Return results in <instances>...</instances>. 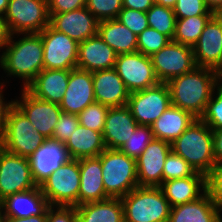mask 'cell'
I'll list each match as a JSON object with an SVG mask.
<instances>
[{
    "instance_id": "cell-1",
    "label": "cell",
    "mask_w": 222,
    "mask_h": 222,
    "mask_svg": "<svg viewBox=\"0 0 222 222\" xmlns=\"http://www.w3.org/2000/svg\"><path fill=\"white\" fill-rule=\"evenodd\" d=\"M43 56L40 33L12 34L0 55V68L7 73L6 77L13 76L23 81L21 86L25 89L44 69Z\"/></svg>"
},
{
    "instance_id": "cell-2",
    "label": "cell",
    "mask_w": 222,
    "mask_h": 222,
    "mask_svg": "<svg viewBox=\"0 0 222 222\" xmlns=\"http://www.w3.org/2000/svg\"><path fill=\"white\" fill-rule=\"evenodd\" d=\"M221 80L222 77L214 69L196 66L192 71L166 83L170 92L171 105L200 118L213 90Z\"/></svg>"
},
{
    "instance_id": "cell-3",
    "label": "cell",
    "mask_w": 222,
    "mask_h": 222,
    "mask_svg": "<svg viewBox=\"0 0 222 222\" xmlns=\"http://www.w3.org/2000/svg\"><path fill=\"white\" fill-rule=\"evenodd\" d=\"M171 150L205 176L217 165L212 129L199 118L171 143Z\"/></svg>"
},
{
    "instance_id": "cell-4",
    "label": "cell",
    "mask_w": 222,
    "mask_h": 222,
    "mask_svg": "<svg viewBox=\"0 0 222 222\" xmlns=\"http://www.w3.org/2000/svg\"><path fill=\"white\" fill-rule=\"evenodd\" d=\"M121 201L125 222H168L171 206L160 187L137 186Z\"/></svg>"
},
{
    "instance_id": "cell-5",
    "label": "cell",
    "mask_w": 222,
    "mask_h": 222,
    "mask_svg": "<svg viewBox=\"0 0 222 222\" xmlns=\"http://www.w3.org/2000/svg\"><path fill=\"white\" fill-rule=\"evenodd\" d=\"M102 180L109 198H122L138 185L136 159L119 149L106 148L99 156Z\"/></svg>"
},
{
    "instance_id": "cell-6",
    "label": "cell",
    "mask_w": 222,
    "mask_h": 222,
    "mask_svg": "<svg viewBox=\"0 0 222 222\" xmlns=\"http://www.w3.org/2000/svg\"><path fill=\"white\" fill-rule=\"evenodd\" d=\"M45 141L46 138L13 105L7 115L0 146L13 154L29 158Z\"/></svg>"
},
{
    "instance_id": "cell-7",
    "label": "cell",
    "mask_w": 222,
    "mask_h": 222,
    "mask_svg": "<svg viewBox=\"0 0 222 222\" xmlns=\"http://www.w3.org/2000/svg\"><path fill=\"white\" fill-rule=\"evenodd\" d=\"M39 186L50 205L78 206L79 160L69 159Z\"/></svg>"
},
{
    "instance_id": "cell-8",
    "label": "cell",
    "mask_w": 222,
    "mask_h": 222,
    "mask_svg": "<svg viewBox=\"0 0 222 222\" xmlns=\"http://www.w3.org/2000/svg\"><path fill=\"white\" fill-rule=\"evenodd\" d=\"M4 19L11 35L40 33L49 25L47 0H9Z\"/></svg>"
},
{
    "instance_id": "cell-9",
    "label": "cell",
    "mask_w": 222,
    "mask_h": 222,
    "mask_svg": "<svg viewBox=\"0 0 222 222\" xmlns=\"http://www.w3.org/2000/svg\"><path fill=\"white\" fill-rule=\"evenodd\" d=\"M37 187L30 160L0 146V201L5 197Z\"/></svg>"
},
{
    "instance_id": "cell-10",
    "label": "cell",
    "mask_w": 222,
    "mask_h": 222,
    "mask_svg": "<svg viewBox=\"0 0 222 222\" xmlns=\"http://www.w3.org/2000/svg\"><path fill=\"white\" fill-rule=\"evenodd\" d=\"M114 69L129 93L142 91L160 83L155 75L151 57L138 51L117 55Z\"/></svg>"
},
{
    "instance_id": "cell-11",
    "label": "cell",
    "mask_w": 222,
    "mask_h": 222,
    "mask_svg": "<svg viewBox=\"0 0 222 222\" xmlns=\"http://www.w3.org/2000/svg\"><path fill=\"white\" fill-rule=\"evenodd\" d=\"M155 75L160 83L192 71L196 67L193 48L174 41L151 56Z\"/></svg>"
},
{
    "instance_id": "cell-12",
    "label": "cell",
    "mask_w": 222,
    "mask_h": 222,
    "mask_svg": "<svg viewBox=\"0 0 222 222\" xmlns=\"http://www.w3.org/2000/svg\"><path fill=\"white\" fill-rule=\"evenodd\" d=\"M44 69L72 70L77 68L79 43L48 25L40 32Z\"/></svg>"
},
{
    "instance_id": "cell-13",
    "label": "cell",
    "mask_w": 222,
    "mask_h": 222,
    "mask_svg": "<svg viewBox=\"0 0 222 222\" xmlns=\"http://www.w3.org/2000/svg\"><path fill=\"white\" fill-rule=\"evenodd\" d=\"M171 105L166 83L129 94L127 106L138 125L151 126Z\"/></svg>"
},
{
    "instance_id": "cell-14",
    "label": "cell",
    "mask_w": 222,
    "mask_h": 222,
    "mask_svg": "<svg viewBox=\"0 0 222 222\" xmlns=\"http://www.w3.org/2000/svg\"><path fill=\"white\" fill-rule=\"evenodd\" d=\"M14 99V105L29 119L34 128L46 139H51L62 112L59 104L34 97L26 89Z\"/></svg>"
},
{
    "instance_id": "cell-15",
    "label": "cell",
    "mask_w": 222,
    "mask_h": 222,
    "mask_svg": "<svg viewBox=\"0 0 222 222\" xmlns=\"http://www.w3.org/2000/svg\"><path fill=\"white\" fill-rule=\"evenodd\" d=\"M171 151V143L154 138L136 159L139 186L159 187L163 183V167Z\"/></svg>"
},
{
    "instance_id": "cell-16",
    "label": "cell",
    "mask_w": 222,
    "mask_h": 222,
    "mask_svg": "<svg viewBox=\"0 0 222 222\" xmlns=\"http://www.w3.org/2000/svg\"><path fill=\"white\" fill-rule=\"evenodd\" d=\"M192 48L196 66L214 69L222 77V26L214 16Z\"/></svg>"
},
{
    "instance_id": "cell-17",
    "label": "cell",
    "mask_w": 222,
    "mask_h": 222,
    "mask_svg": "<svg viewBox=\"0 0 222 222\" xmlns=\"http://www.w3.org/2000/svg\"><path fill=\"white\" fill-rule=\"evenodd\" d=\"M49 25L78 43L98 34L97 18L82 7L70 12L49 14Z\"/></svg>"
},
{
    "instance_id": "cell-18",
    "label": "cell",
    "mask_w": 222,
    "mask_h": 222,
    "mask_svg": "<svg viewBox=\"0 0 222 222\" xmlns=\"http://www.w3.org/2000/svg\"><path fill=\"white\" fill-rule=\"evenodd\" d=\"M94 102L92 72L79 68L70 70L68 86L59 104L62 112L78 115Z\"/></svg>"
},
{
    "instance_id": "cell-19",
    "label": "cell",
    "mask_w": 222,
    "mask_h": 222,
    "mask_svg": "<svg viewBox=\"0 0 222 222\" xmlns=\"http://www.w3.org/2000/svg\"><path fill=\"white\" fill-rule=\"evenodd\" d=\"M70 158L65 144L57 140L46 141L29 157L32 177L39 186Z\"/></svg>"
},
{
    "instance_id": "cell-20",
    "label": "cell",
    "mask_w": 222,
    "mask_h": 222,
    "mask_svg": "<svg viewBox=\"0 0 222 222\" xmlns=\"http://www.w3.org/2000/svg\"><path fill=\"white\" fill-rule=\"evenodd\" d=\"M49 206L40 186L11 194L0 201L1 215L15 218L47 215Z\"/></svg>"
},
{
    "instance_id": "cell-21",
    "label": "cell",
    "mask_w": 222,
    "mask_h": 222,
    "mask_svg": "<svg viewBox=\"0 0 222 222\" xmlns=\"http://www.w3.org/2000/svg\"><path fill=\"white\" fill-rule=\"evenodd\" d=\"M96 102L108 107H121L128 103L129 91L114 68L92 72Z\"/></svg>"
},
{
    "instance_id": "cell-22",
    "label": "cell",
    "mask_w": 222,
    "mask_h": 222,
    "mask_svg": "<svg viewBox=\"0 0 222 222\" xmlns=\"http://www.w3.org/2000/svg\"><path fill=\"white\" fill-rule=\"evenodd\" d=\"M138 123L127 105L109 107L103 129V141L108 149H120L135 131Z\"/></svg>"
},
{
    "instance_id": "cell-23",
    "label": "cell",
    "mask_w": 222,
    "mask_h": 222,
    "mask_svg": "<svg viewBox=\"0 0 222 222\" xmlns=\"http://www.w3.org/2000/svg\"><path fill=\"white\" fill-rule=\"evenodd\" d=\"M117 54L97 34L79 43L77 68L89 72L112 69Z\"/></svg>"
},
{
    "instance_id": "cell-24",
    "label": "cell",
    "mask_w": 222,
    "mask_h": 222,
    "mask_svg": "<svg viewBox=\"0 0 222 222\" xmlns=\"http://www.w3.org/2000/svg\"><path fill=\"white\" fill-rule=\"evenodd\" d=\"M70 70L43 69L25 88L30 94L60 104L69 82Z\"/></svg>"
},
{
    "instance_id": "cell-25",
    "label": "cell",
    "mask_w": 222,
    "mask_h": 222,
    "mask_svg": "<svg viewBox=\"0 0 222 222\" xmlns=\"http://www.w3.org/2000/svg\"><path fill=\"white\" fill-rule=\"evenodd\" d=\"M79 170L80 189L78 193V206L109 198L104 189L101 160L99 157L79 159Z\"/></svg>"
},
{
    "instance_id": "cell-26",
    "label": "cell",
    "mask_w": 222,
    "mask_h": 222,
    "mask_svg": "<svg viewBox=\"0 0 222 222\" xmlns=\"http://www.w3.org/2000/svg\"><path fill=\"white\" fill-rule=\"evenodd\" d=\"M159 187L174 207L201 197L206 192V176L196 172L193 176L165 181Z\"/></svg>"
},
{
    "instance_id": "cell-27",
    "label": "cell",
    "mask_w": 222,
    "mask_h": 222,
    "mask_svg": "<svg viewBox=\"0 0 222 222\" xmlns=\"http://www.w3.org/2000/svg\"><path fill=\"white\" fill-rule=\"evenodd\" d=\"M168 222H222L206 191L197 200L171 207Z\"/></svg>"
},
{
    "instance_id": "cell-28",
    "label": "cell",
    "mask_w": 222,
    "mask_h": 222,
    "mask_svg": "<svg viewBox=\"0 0 222 222\" xmlns=\"http://www.w3.org/2000/svg\"><path fill=\"white\" fill-rule=\"evenodd\" d=\"M195 119L190 112L170 105L150 127L154 138L172 143Z\"/></svg>"
},
{
    "instance_id": "cell-29",
    "label": "cell",
    "mask_w": 222,
    "mask_h": 222,
    "mask_svg": "<svg viewBox=\"0 0 222 222\" xmlns=\"http://www.w3.org/2000/svg\"><path fill=\"white\" fill-rule=\"evenodd\" d=\"M65 147L70 158L76 160L98 157L106 149L102 132L83 127L80 124L65 142Z\"/></svg>"
},
{
    "instance_id": "cell-30",
    "label": "cell",
    "mask_w": 222,
    "mask_h": 222,
    "mask_svg": "<svg viewBox=\"0 0 222 222\" xmlns=\"http://www.w3.org/2000/svg\"><path fill=\"white\" fill-rule=\"evenodd\" d=\"M75 208L78 222H125L120 198L84 203Z\"/></svg>"
},
{
    "instance_id": "cell-31",
    "label": "cell",
    "mask_w": 222,
    "mask_h": 222,
    "mask_svg": "<svg viewBox=\"0 0 222 222\" xmlns=\"http://www.w3.org/2000/svg\"><path fill=\"white\" fill-rule=\"evenodd\" d=\"M98 35L117 55L137 52V35L116 19L100 21Z\"/></svg>"
},
{
    "instance_id": "cell-32",
    "label": "cell",
    "mask_w": 222,
    "mask_h": 222,
    "mask_svg": "<svg viewBox=\"0 0 222 222\" xmlns=\"http://www.w3.org/2000/svg\"><path fill=\"white\" fill-rule=\"evenodd\" d=\"M213 15H198L176 19L175 34L172 41L193 47L201 35L206 23Z\"/></svg>"
},
{
    "instance_id": "cell-33",
    "label": "cell",
    "mask_w": 222,
    "mask_h": 222,
    "mask_svg": "<svg viewBox=\"0 0 222 222\" xmlns=\"http://www.w3.org/2000/svg\"><path fill=\"white\" fill-rule=\"evenodd\" d=\"M148 26L168 36L171 40L175 34L176 16L172 8L157 3L146 12Z\"/></svg>"
},
{
    "instance_id": "cell-34",
    "label": "cell",
    "mask_w": 222,
    "mask_h": 222,
    "mask_svg": "<svg viewBox=\"0 0 222 222\" xmlns=\"http://www.w3.org/2000/svg\"><path fill=\"white\" fill-rule=\"evenodd\" d=\"M153 139L150 126L137 125L135 131L119 150L129 157L137 159Z\"/></svg>"
},
{
    "instance_id": "cell-35",
    "label": "cell",
    "mask_w": 222,
    "mask_h": 222,
    "mask_svg": "<svg viewBox=\"0 0 222 222\" xmlns=\"http://www.w3.org/2000/svg\"><path fill=\"white\" fill-rule=\"evenodd\" d=\"M108 110V106L94 102L77 115L79 124L97 132H103Z\"/></svg>"
},
{
    "instance_id": "cell-36",
    "label": "cell",
    "mask_w": 222,
    "mask_h": 222,
    "mask_svg": "<svg viewBox=\"0 0 222 222\" xmlns=\"http://www.w3.org/2000/svg\"><path fill=\"white\" fill-rule=\"evenodd\" d=\"M137 37V51L150 57L172 41L168 36L150 27Z\"/></svg>"
},
{
    "instance_id": "cell-37",
    "label": "cell",
    "mask_w": 222,
    "mask_h": 222,
    "mask_svg": "<svg viewBox=\"0 0 222 222\" xmlns=\"http://www.w3.org/2000/svg\"><path fill=\"white\" fill-rule=\"evenodd\" d=\"M199 119L212 130L222 128V80L213 90L211 98Z\"/></svg>"
},
{
    "instance_id": "cell-38",
    "label": "cell",
    "mask_w": 222,
    "mask_h": 222,
    "mask_svg": "<svg viewBox=\"0 0 222 222\" xmlns=\"http://www.w3.org/2000/svg\"><path fill=\"white\" fill-rule=\"evenodd\" d=\"M195 173V169L181 156L172 150L169 152L163 167V182L193 176Z\"/></svg>"
},
{
    "instance_id": "cell-39",
    "label": "cell",
    "mask_w": 222,
    "mask_h": 222,
    "mask_svg": "<svg viewBox=\"0 0 222 222\" xmlns=\"http://www.w3.org/2000/svg\"><path fill=\"white\" fill-rule=\"evenodd\" d=\"M86 8L97 18L105 21L116 19L123 8L122 0H87Z\"/></svg>"
},
{
    "instance_id": "cell-40",
    "label": "cell",
    "mask_w": 222,
    "mask_h": 222,
    "mask_svg": "<svg viewBox=\"0 0 222 222\" xmlns=\"http://www.w3.org/2000/svg\"><path fill=\"white\" fill-rule=\"evenodd\" d=\"M173 12L176 19H183L198 15H213L204 0H177Z\"/></svg>"
},
{
    "instance_id": "cell-41",
    "label": "cell",
    "mask_w": 222,
    "mask_h": 222,
    "mask_svg": "<svg viewBox=\"0 0 222 222\" xmlns=\"http://www.w3.org/2000/svg\"><path fill=\"white\" fill-rule=\"evenodd\" d=\"M116 20L137 36L149 27L146 12L138 10L122 8Z\"/></svg>"
},
{
    "instance_id": "cell-42",
    "label": "cell",
    "mask_w": 222,
    "mask_h": 222,
    "mask_svg": "<svg viewBox=\"0 0 222 222\" xmlns=\"http://www.w3.org/2000/svg\"><path fill=\"white\" fill-rule=\"evenodd\" d=\"M206 191L222 219V164L216 165L206 176Z\"/></svg>"
},
{
    "instance_id": "cell-43",
    "label": "cell",
    "mask_w": 222,
    "mask_h": 222,
    "mask_svg": "<svg viewBox=\"0 0 222 222\" xmlns=\"http://www.w3.org/2000/svg\"><path fill=\"white\" fill-rule=\"evenodd\" d=\"M78 125L79 119L77 115L61 112L51 139L65 144Z\"/></svg>"
},
{
    "instance_id": "cell-44",
    "label": "cell",
    "mask_w": 222,
    "mask_h": 222,
    "mask_svg": "<svg viewBox=\"0 0 222 222\" xmlns=\"http://www.w3.org/2000/svg\"><path fill=\"white\" fill-rule=\"evenodd\" d=\"M47 222H78L75 206L50 205Z\"/></svg>"
},
{
    "instance_id": "cell-45",
    "label": "cell",
    "mask_w": 222,
    "mask_h": 222,
    "mask_svg": "<svg viewBox=\"0 0 222 222\" xmlns=\"http://www.w3.org/2000/svg\"><path fill=\"white\" fill-rule=\"evenodd\" d=\"M87 0H47L48 13L59 14L86 7Z\"/></svg>"
},
{
    "instance_id": "cell-46",
    "label": "cell",
    "mask_w": 222,
    "mask_h": 222,
    "mask_svg": "<svg viewBox=\"0 0 222 222\" xmlns=\"http://www.w3.org/2000/svg\"><path fill=\"white\" fill-rule=\"evenodd\" d=\"M2 81H0V140L3 135L9 109L14 105V99L7 102L3 94V89H5L6 83H9V81L7 82V80L3 79Z\"/></svg>"
},
{
    "instance_id": "cell-47",
    "label": "cell",
    "mask_w": 222,
    "mask_h": 222,
    "mask_svg": "<svg viewBox=\"0 0 222 222\" xmlns=\"http://www.w3.org/2000/svg\"><path fill=\"white\" fill-rule=\"evenodd\" d=\"M123 8L147 12L153 5V0H122Z\"/></svg>"
},
{
    "instance_id": "cell-48",
    "label": "cell",
    "mask_w": 222,
    "mask_h": 222,
    "mask_svg": "<svg viewBox=\"0 0 222 222\" xmlns=\"http://www.w3.org/2000/svg\"><path fill=\"white\" fill-rule=\"evenodd\" d=\"M214 158L216 164H222V128L212 130Z\"/></svg>"
},
{
    "instance_id": "cell-49",
    "label": "cell",
    "mask_w": 222,
    "mask_h": 222,
    "mask_svg": "<svg viewBox=\"0 0 222 222\" xmlns=\"http://www.w3.org/2000/svg\"><path fill=\"white\" fill-rule=\"evenodd\" d=\"M0 222H47V215L15 218L10 216H0Z\"/></svg>"
},
{
    "instance_id": "cell-50",
    "label": "cell",
    "mask_w": 222,
    "mask_h": 222,
    "mask_svg": "<svg viewBox=\"0 0 222 222\" xmlns=\"http://www.w3.org/2000/svg\"><path fill=\"white\" fill-rule=\"evenodd\" d=\"M10 31L8 29L6 20L4 19V16L0 15V54L1 49L3 52V49L6 47L7 43L10 39Z\"/></svg>"
},
{
    "instance_id": "cell-51",
    "label": "cell",
    "mask_w": 222,
    "mask_h": 222,
    "mask_svg": "<svg viewBox=\"0 0 222 222\" xmlns=\"http://www.w3.org/2000/svg\"><path fill=\"white\" fill-rule=\"evenodd\" d=\"M154 3H157L159 5H162L164 7H168V8H174L177 0H153Z\"/></svg>"
},
{
    "instance_id": "cell-52",
    "label": "cell",
    "mask_w": 222,
    "mask_h": 222,
    "mask_svg": "<svg viewBox=\"0 0 222 222\" xmlns=\"http://www.w3.org/2000/svg\"><path fill=\"white\" fill-rule=\"evenodd\" d=\"M204 1L211 10H215L218 9L219 7H222V0H204Z\"/></svg>"
},
{
    "instance_id": "cell-53",
    "label": "cell",
    "mask_w": 222,
    "mask_h": 222,
    "mask_svg": "<svg viewBox=\"0 0 222 222\" xmlns=\"http://www.w3.org/2000/svg\"><path fill=\"white\" fill-rule=\"evenodd\" d=\"M213 16L217 19V21L222 26V7H219L218 9L213 10Z\"/></svg>"
},
{
    "instance_id": "cell-54",
    "label": "cell",
    "mask_w": 222,
    "mask_h": 222,
    "mask_svg": "<svg viewBox=\"0 0 222 222\" xmlns=\"http://www.w3.org/2000/svg\"><path fill=\"white\" fill-rule=\"evenodd\" d=\"M9 0H0V15L4 16L8 7Z\"/></svg>"
}]
</instances>
